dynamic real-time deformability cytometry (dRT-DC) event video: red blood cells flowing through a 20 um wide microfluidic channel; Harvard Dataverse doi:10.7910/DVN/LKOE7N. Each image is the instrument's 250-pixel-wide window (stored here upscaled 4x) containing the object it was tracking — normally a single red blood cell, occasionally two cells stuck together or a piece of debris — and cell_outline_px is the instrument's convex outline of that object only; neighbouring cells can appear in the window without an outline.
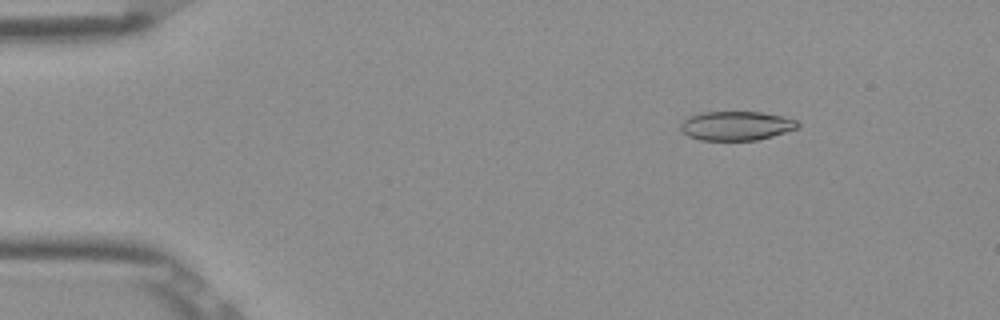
{"species": "Egyptian fruit bat (a non-hibernating species)", "species_latin": "Rousettus aegyptiacus", "temperature_condition": "room temperature", "stored_images_in_passage": 52, "camera_frame_rate_fps": 3000, "um_per_image_px": 0.085, "frame": {"image": 1, "passage_image": 7, "time_ms": 2.0, "image_size_px": [1000, 320], "cell_outline_px": [[800, 124], [796, 128], [772, 136], [756, 140], [700, 140], [688, 136], [680, 128], [680, 124], [688, 116], [700, 112], [760, 112], [780, 116], [796, 120]], "centroid_in_image_um": [62.53, 10.69], "position_along_channel_um": 22.5, "area_um2": 19.71}}
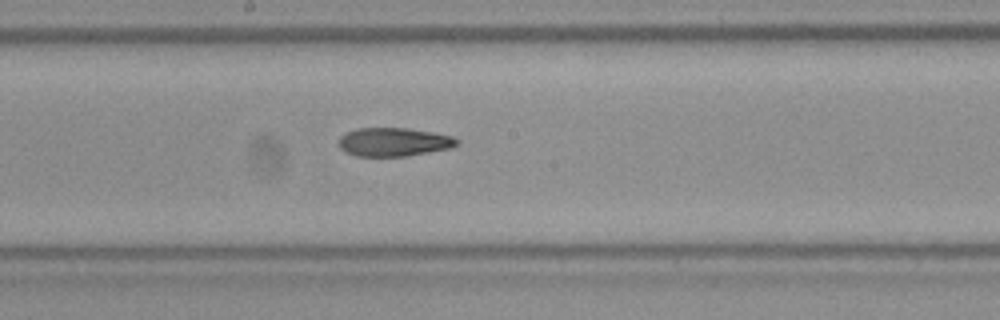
{"frame": {"image": 2, "passage_image": 28, "time_ms": 9.0, "image_size_px": [1000, 320], "cell_outline_px": [[460, 144], [452, 148], [408, 156], [356, 156], [344, 152], [336, 144], [340, 136], [356, 128], [408, 128], [432, 132], [452, 136], [460, 140]], "centroid_in_image_um": [33.47, 12.07], "position_along_channel_um": 214.7, "area_um2": 20.0}}
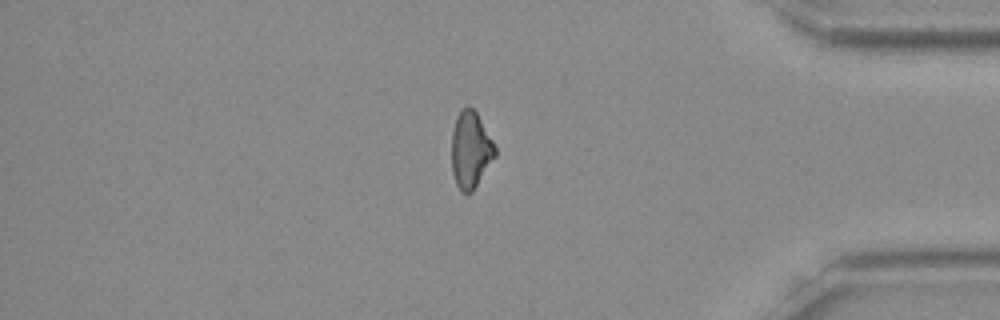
{"frame": {"image": 3, "passage_image": 44, "time_ms": 14.333, "image_size_px": [1000, 320], "cell_outline_px": [[496, 156], [472, 192], [460, 192], [456, 184], [452, 172], [452, 132], [456, 116], [460, 108], [468, 104], [476, 112], [492, 140], [496, 148]], "centroid_in_image_um": [39.99, 12.72], "position_along_channel_um": 395.2, "area_um2": 19.48}, "authors_computed_cell_mechanics": {"area_um2": 20.1722, "velocity_mm_per_s": 3.9064, "shape_relaxation_time_tau1_ms": null, "shape_relaxation_time_tau2_ms": 5.0094, "deformation_change_tau1": null, "deformation_change_tau2": 0.1373}}